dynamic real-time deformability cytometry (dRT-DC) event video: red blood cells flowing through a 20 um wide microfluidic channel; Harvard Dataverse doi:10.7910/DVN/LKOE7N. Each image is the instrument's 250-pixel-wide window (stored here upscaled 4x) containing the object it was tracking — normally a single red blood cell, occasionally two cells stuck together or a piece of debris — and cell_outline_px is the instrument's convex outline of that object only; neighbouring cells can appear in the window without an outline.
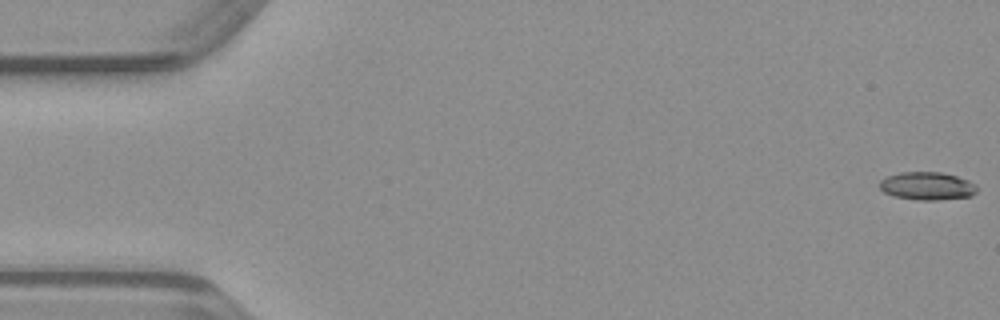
{"species": "common noctule bat (a hibernating species)", "species_latin": "Nyctalus noctula", "temperature_condition": "warm", "stored_images_in_passage": 49, "camera_frame_rate_fps": 3000, "um_per_image_px": 0.085, "animal": {"sex": "male", "body_mass_g": 23.1, "forearm_length_mm": 52.7}, "frame": {"image": 1, "passage_image": 1, "time_ms": 0.0, "image_size_px": [1000, 320], "cell_outline_px": [[976, 192], [972, 196], [940, 200], [916, 200], [892, 196], [884, 192], [880, 188], [880, 180], [888, 176], [900, 172], [940, 172], [956, 176], [968, 180], [976, 184]], "centroid_in_image_um": [78.81, 15.82], "position_along_channel_um": 6.2, "area_um2": 15.95}}
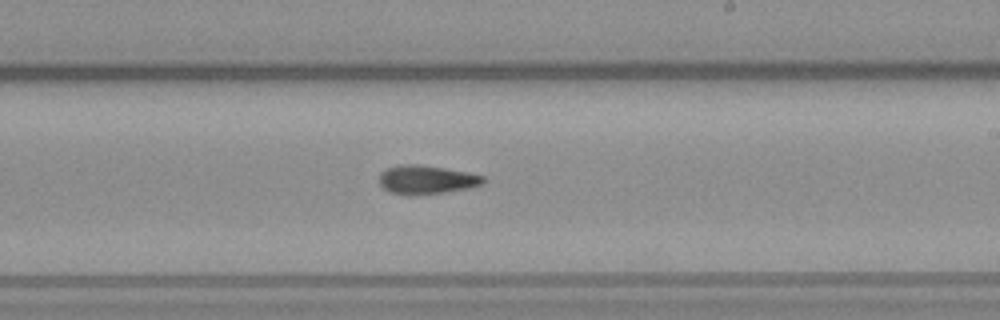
{"frame": {"image": 2, "passage_image": 29, "time_ms": 9.333, "image_size_px": [1000, 320], "cell_outline_px": [[488, 180], [480, 184], [468, 188], [444, 192], [408, 196], [392, 192], [384, 188], [380, 184], [380, 172], [388, 168], [400, 164], [416, 164], [444, 168], [468, 172], [484, 176]], "centroid_in_image_um": [36.26, 15.27], "position_along_channel_um": 252.7, "area_um2": 17.34}}
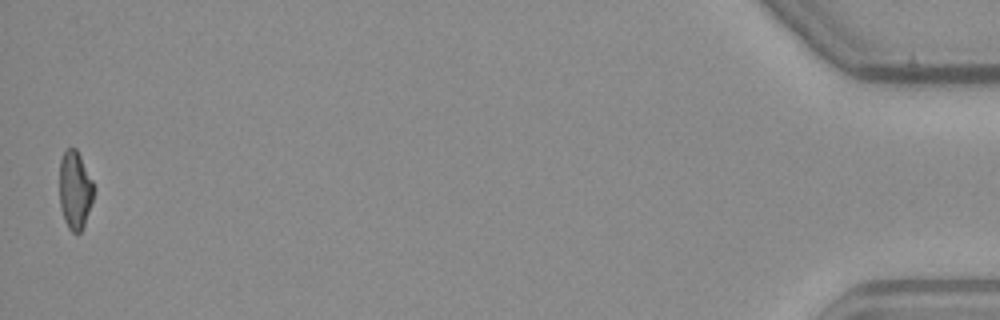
{"frame": {"image": 3, "passage_image": 49, "time_ms": 16.0, "image_size_px": [1000, 320], "cell_outline_px": [[96, 188], [84, 224], [80, 232], [72, 232], [68, 228], [64, 220], [60, 208], [60, 160], [64, 152], [68, 148], [76, 148]], "centroid_in_image_um": [6.37, 16.15], "position_along_channel_um": 428.8, "area_um2": 15.49}}